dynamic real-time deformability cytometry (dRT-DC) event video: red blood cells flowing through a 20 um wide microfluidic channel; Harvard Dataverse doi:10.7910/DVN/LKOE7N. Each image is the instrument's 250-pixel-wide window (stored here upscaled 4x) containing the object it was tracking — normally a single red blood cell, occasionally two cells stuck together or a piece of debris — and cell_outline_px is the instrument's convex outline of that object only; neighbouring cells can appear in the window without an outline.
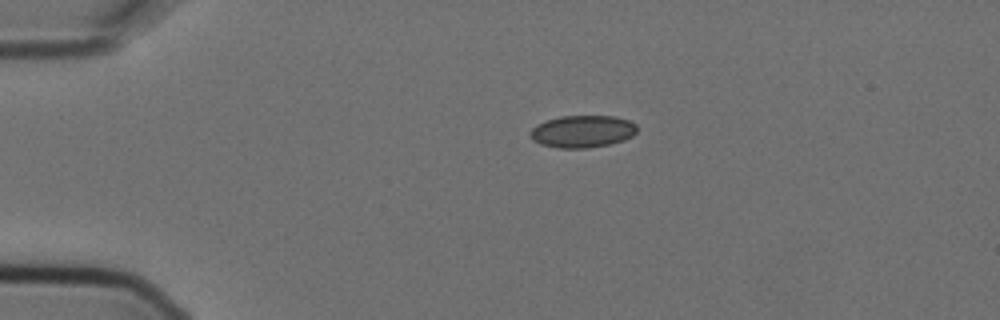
{"species": "Egyptian fruit bat (a non-hibernating species)", "species_latin": "Rousettus aegyptiacus", "temperature_condition": "cold", "stored_images_in_passage": 5, "camera_frame_rate_fps": 3000, "um_per_image_px": 0.085, "animal": {"sex": "female"}, "frame": {"image": 1, "passage_image": 5, "time_ms": 1.333, "image_size_px": [1000, 320], "cell_outline_px": [[636, 132], [632, 136], [624, 140], [608, 144], [588, 148], [560, 148], [540, 144], [532, 140], [528, 136], [528, 132], [536, 124], [544, 120], [560, 116], [616, 116], [628, 120], [636, 124]], "centroid_in_image_um": [49.45, 11.16], "position_along_channel_um": 35.5, "area_um2": 20.29}}